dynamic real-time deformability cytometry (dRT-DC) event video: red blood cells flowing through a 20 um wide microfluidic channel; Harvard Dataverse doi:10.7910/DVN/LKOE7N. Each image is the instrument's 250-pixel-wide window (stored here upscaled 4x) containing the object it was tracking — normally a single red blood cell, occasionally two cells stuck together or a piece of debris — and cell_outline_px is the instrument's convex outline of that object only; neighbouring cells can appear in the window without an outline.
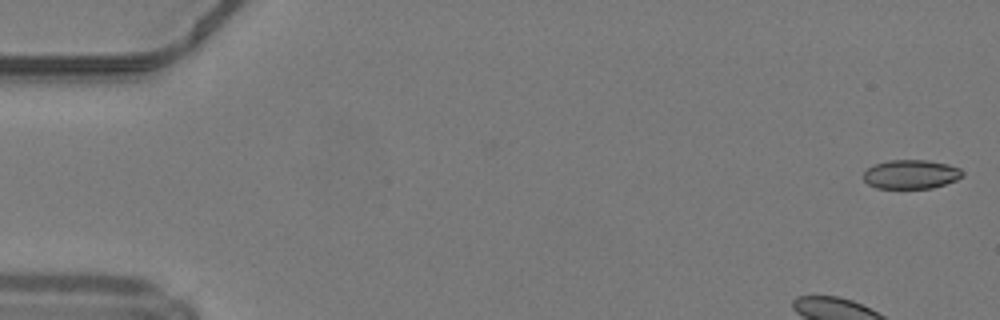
{"species": "common noctule bat (a hibernating species)", "species_latin": "Nyctalus noctula", "temperature_condition": "warm", "stored_images_in_passage": 48, "camera_frame_rate_fps": 3000, "um_per_image_px": 0.085, "animal": {"sex": "male", "body_mass_g": 19.2, "forearm_length_mm": 51.8}, "frame": {"image": 1, "passage_image": 1, "time_ms": 0.0, "image_size_px": [1000, 320], "cell_outline_px": [[964, 176], [956, 180], [932, 188], [876, 188], [868, 184], [864, 180], [864, 172], [872, 164], [888, 160], [928, 160], [948, 164], [960, 168], [964, 172]], "centroid_in_image_um": [77.44, 14.8], "position_along_channel_um": 7.6, "area_um2": 16.88}}
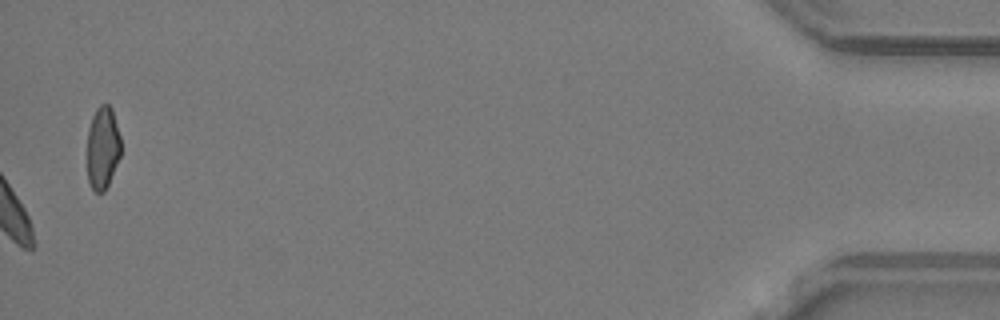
{"frame": {"image": 2, "passage_image": 48, "time_ms": 15.667, "image_size_px": [1000, 320], "cell_outline_px": [[120, 156], [108, 184], [104, 192], [96, 192], [92, 188], [88, 180], [88, 128], [92, 116], [96, 108], [100, 104], [108, 104], [112, 108], [120, 136]], "centroid_in_image_um": [8.73, 12.53], "position_along_channel_um": 426.5, "area_um2": 16.13}, "authors_computed_cell_mechanics": {"area_um2": 17.2244, "velocity_mm_per_s": 4.1893, "shape_relaxation_time_tau1_ms": 3.2171, "shape_relaxation_time_tau2_ms": 8.9343, "deformation_change_tau1": 0.0898, "deformation_change_tau2": 0.17}}